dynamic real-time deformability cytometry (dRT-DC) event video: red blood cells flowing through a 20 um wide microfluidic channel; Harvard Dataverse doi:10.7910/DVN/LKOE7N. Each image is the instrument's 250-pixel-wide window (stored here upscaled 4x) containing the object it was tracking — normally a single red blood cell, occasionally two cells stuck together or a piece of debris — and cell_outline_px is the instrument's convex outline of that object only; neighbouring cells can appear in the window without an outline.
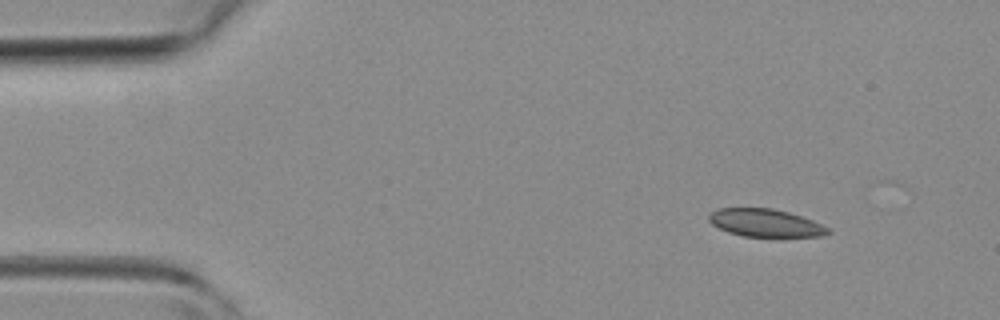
{"species": "common noctule bat (a hibernating species)", "species_latin": "Nyctalus noctula", "temperature_condition": "room temperature", "stored_images_in_passage": 9, "camera_frame_rate_fps": 3000, "um_per_image_px": 0.085, "animal": {"sex": "female", "body_mass_g": 19.3, "forearm_length_mm": 54.1}, "frame": {"image": 1, "passage_image": 2, "time_ms": 0.333, "image_size_px": [1000, 320], "cell_outline_px": [[832, 232], [824, 236], [780, 240], [744, 236], [728, 232], [712, 224], [708, 220], [708, 216], [716, 208], [772, 208], [788, 212], [812, 220], [832, 228]], "centroid_in_image_um": [65.17, 19.01], "position_along_channel_um": 19.8, "area_um2": 20.4}}